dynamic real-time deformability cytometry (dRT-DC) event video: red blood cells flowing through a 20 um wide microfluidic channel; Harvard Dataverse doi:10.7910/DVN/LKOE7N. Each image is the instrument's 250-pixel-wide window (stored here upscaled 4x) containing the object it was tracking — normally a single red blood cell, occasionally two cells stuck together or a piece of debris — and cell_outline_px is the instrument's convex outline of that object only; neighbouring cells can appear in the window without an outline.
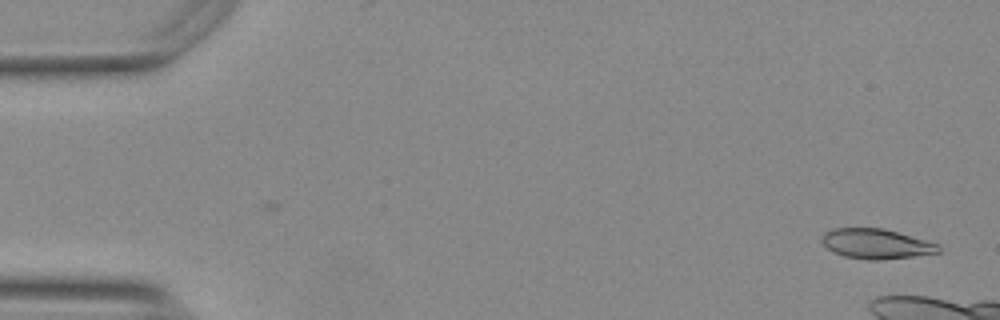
{"species": "Egyptian fruit bat (a non-hibernating species)", "species_latin": "Rousettus aegyptiacus", "temperature_condition": "warm", "stored_images_in_passage": 12, "camera_frame_rate_fps": 3000, "um_per_image_px": 0.085, "animal": {"sex": "female"}, "frame": {"image": 1, "passage_image": 1, "time_ms": 0.0, "image_size_px": [1000, 320], "cell_outline_px": [[940, 252], [912, 256], [880, 260], [868, 260], [844, 256], [828, 248], [820, 240], [824, 232], [832, 228], [884, 228], [940, 244]], "centroid_in_image_um": [74.47, 20.71], "position_along_channel_um": 10.5, "area_um2": 20.29}}